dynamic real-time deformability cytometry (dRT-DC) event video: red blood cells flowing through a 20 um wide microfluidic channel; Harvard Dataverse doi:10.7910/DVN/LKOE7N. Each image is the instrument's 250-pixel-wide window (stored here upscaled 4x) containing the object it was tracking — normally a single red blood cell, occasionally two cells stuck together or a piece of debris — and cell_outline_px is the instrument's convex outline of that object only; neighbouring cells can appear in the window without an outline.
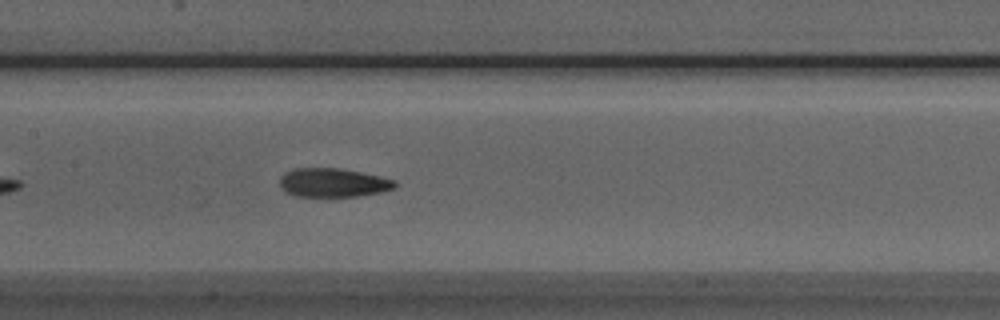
{"species": "Egyptian fruit bat (a non-hibernating species)", "species_latin": "Rousettus aegyptiacus", "temperature_condition": "room temperature", "stored_images_in_passage": 41, "camera_frame_rate_fps": 3000, "um_per_image_px": 0.085, "animal": {"sex": "male"}, "frame": {"image": 1, "passage_image": 13, "time_ms": 4.0, "image_size_px": [1000, 320], "cell_outline_px": [[396, 188], [380, 192], [360, 196], [292, 196], [284, 192], [280, 188], [280, 176], [284, 172], [292, 168], [340, 168], [380, 176], [396, 180]], "centroid_in_image_um": [28.27, 15.52], "position_along_channel_um": 179.1, "area_um2": 19.59}}
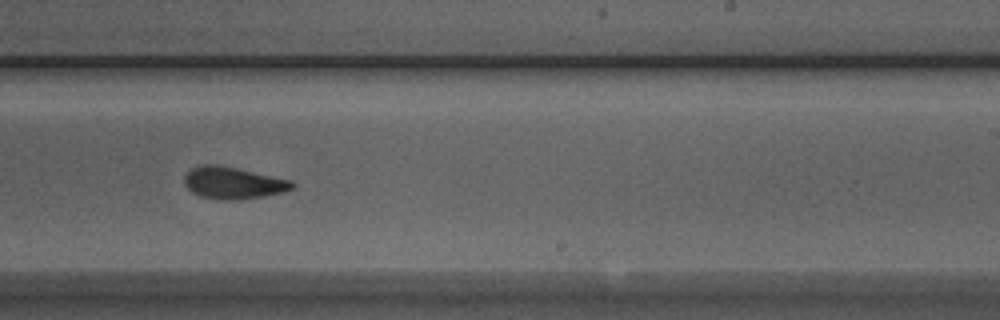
{"frame": {"image": 2, "passage_image": 20, "time_ms": 6.333, "image_size_px": [1000, 320], "cell_outline_px": [[296, 184], [292, 188], [284, 192], [264, 196], [240, 200], [224, 200], [200, 196], [192, 192], [184, 184], [184, 176], [192, 168], [200, 164], [216, 164], [236, 168], [292, 180]], "centroid_in_image_um": [19.82, 15.55], "position_along_channel_um": 269.2, "area_um2": 20.11}}
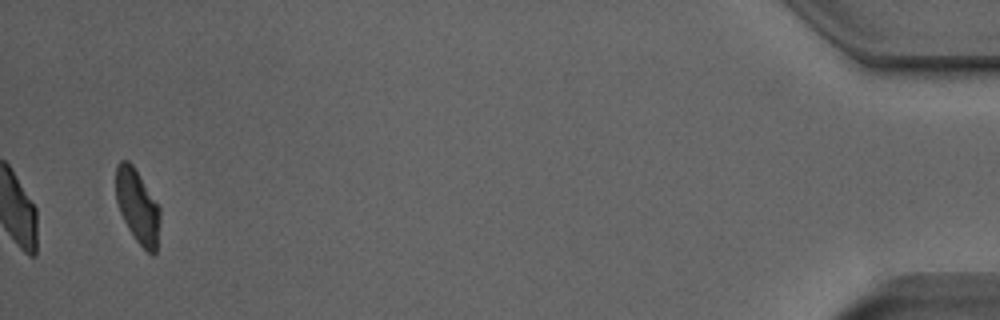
{"frame": {"image": 3, "passage_image": 39, "time_ms": 12.667, "image_size_px": [1000, 320], "cell_outline_px": [[160, 220], [156, 252], [152, 256], [136, 240], [128, 228], [120, 212], [116, 200], [116, 164], [120, 160], [128, 160], [132, 164], [160, 208]], "centroid_in_image_um": [11.68, 17.54], "position_along_channel_um": 423.5, "area_um2": 18.79}, "authors_computed_cell_mechanics": {"area_um2": 19.8832, "velocity_mm_per_s": 3.8768, "shape_relaxation_time_tau1_ms": 7.2823, "shape_relaxation_time_tau2_ms": 2.1309, "deformation_change_tau1": 0.2075, "deformation_change_tau2": 0.0904}}